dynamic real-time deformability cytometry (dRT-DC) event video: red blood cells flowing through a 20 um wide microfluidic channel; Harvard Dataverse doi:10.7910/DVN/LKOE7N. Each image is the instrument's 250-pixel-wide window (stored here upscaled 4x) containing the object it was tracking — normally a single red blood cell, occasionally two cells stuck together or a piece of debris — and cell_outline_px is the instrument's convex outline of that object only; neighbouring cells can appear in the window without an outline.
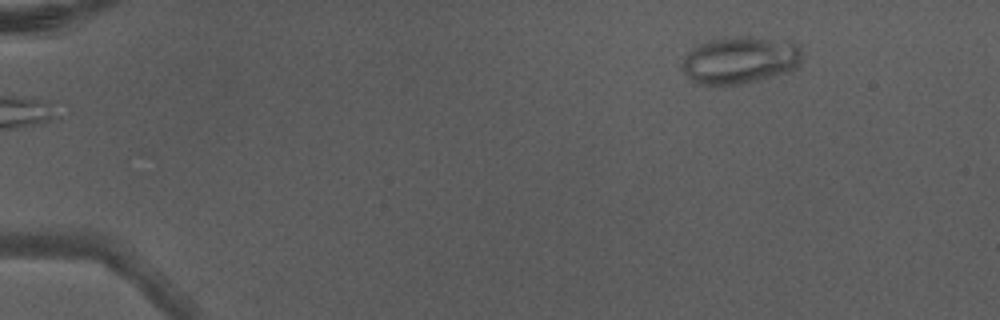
{"species": "Egyptian fruit bat (a non-hibernating species)", "species_latin": "Rousettus aegyptiacus", "temperature_condition": "warm", "stored_images_in_passage": 3, "camera_frame_rate_fps": 3000, "um_per_image_px": 0.085, "animal": {"sex": "male"}, "frame": {"image": 1, "passage_image": 3, "time_ms": 0.667, "image_size_px": [1000, 320], "cell_outline_px": [[800, 60], [788, 72], [760, 80], [724, 88], [696, 84], [684, 72], [684, 60], [688, 52], [696, 44], [708, 40], [736, 36], [752, 36], [792, 40], [800, 48]], "centroid_in_image_um": [62.88, 5.12], "position_along_channel_um": 22.1, "area_um2": 33.7}}